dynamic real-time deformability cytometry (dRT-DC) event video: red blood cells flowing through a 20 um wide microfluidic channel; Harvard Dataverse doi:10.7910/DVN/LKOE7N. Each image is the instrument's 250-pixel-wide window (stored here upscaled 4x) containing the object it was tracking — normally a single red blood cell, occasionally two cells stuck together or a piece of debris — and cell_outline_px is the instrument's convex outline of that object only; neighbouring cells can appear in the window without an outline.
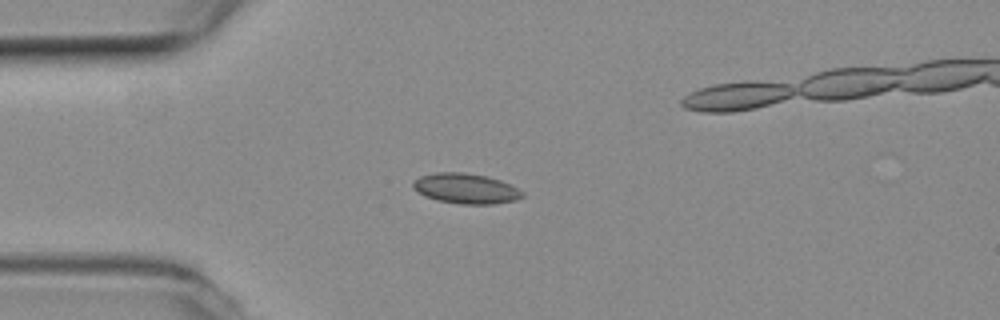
{"species": "common noctule bat (a hibernating species)", "species_latin": "Nyctalus noctula", "temperature_condition": "room temperature", "stored_images_in_passage": 5, "camera_frame_rate_fps": 3000, "um_per_image_px": 0.085, "animal": {"sex": "female", "body_mass_g": 19.3, "forearm_length_mm": 54.1}, "frame": {"image": 1, "passage_image": 2, "time_ms": 0.333, "image_size_px": [1000, 320], "cell_outline_px": [[524, 196], [516, 200], [492, 204], [460, 204], [436, 200], [424, 196], [412, 184], [412, 180], [420, 176], [436, 172], [464, 172], [488, 176], [500, 180], [524, 192]], "centroid_in_image_um": [39.59, 16.02], "position_along_channel_um": 45.4, "area_um2": 19.25}}
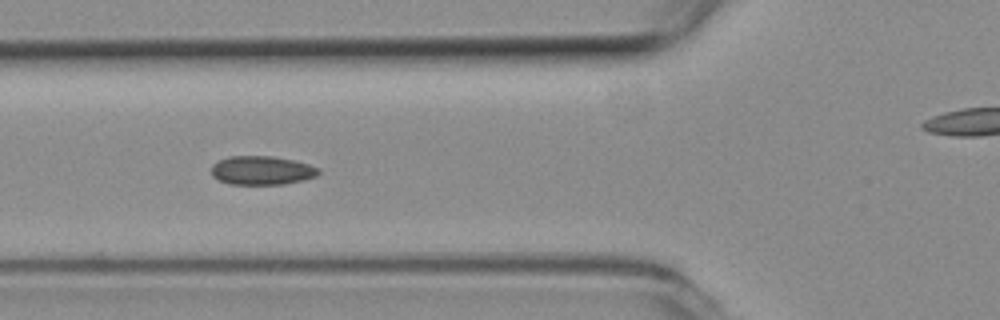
{"frame": {"image": 2, "passage_image": 4, "time_ms": 1.0, "image_size_px": [1000, 320], "cell_outline_px": [[320, 172], [316, 176], [304, 180], [284, 184], [232, 184], [220, 180], [212, 176], [212, 164], [216, 160], [228, 156], [272, 156], [296, 160], [320, 168]], "centroid_in_image_um": [22.26, 14.47], "position_along_channel_um": 103.5, "area_um2": 18.15}}
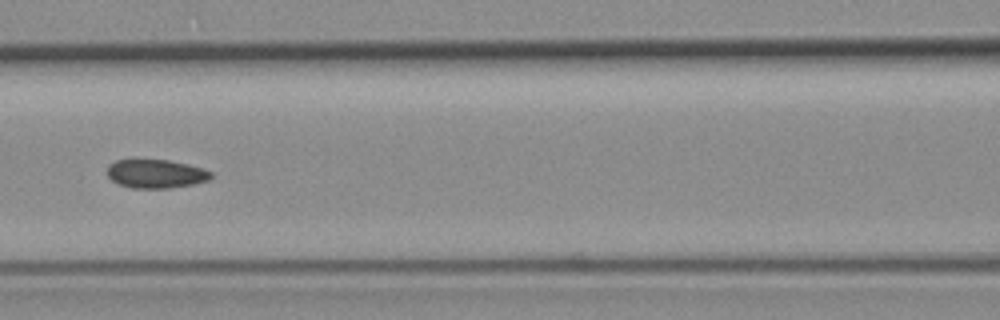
{"frame": {"image": 3, "passage_image": 5, "time_ms": 1.333, "image_size_px": [1000, 320], "cell_outline_px": [[212, 176], [208, 180], [192, 184], [168, 188], [132, 188], [120, 184], [112, 180], [108, 176], [108, 164], [116, 160], [132, 156], [168, 160], [188, 164], [212, 172]], "centroid_in_image_um": [13.17, 14.71], "position_along_channel_um": 153.4, "area_um2": 17.86}}